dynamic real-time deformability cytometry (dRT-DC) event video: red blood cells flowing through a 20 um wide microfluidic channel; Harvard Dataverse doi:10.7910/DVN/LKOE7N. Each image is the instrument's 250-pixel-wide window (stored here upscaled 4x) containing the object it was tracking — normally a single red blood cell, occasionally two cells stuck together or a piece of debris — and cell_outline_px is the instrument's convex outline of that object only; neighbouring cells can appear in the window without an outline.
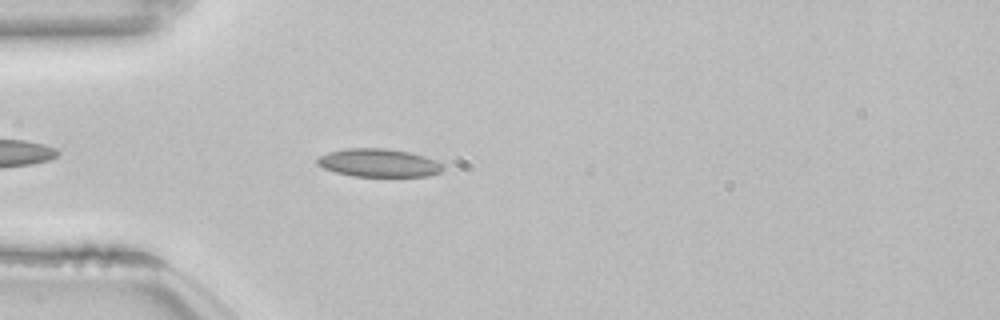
{"species": "common noctule bat (a hibernating species)", "species_latin": "Nyctalus noctula", "temperature_condition": "room temperature", "stored_images_in_passage": 39, "camera_frame_rate_fps": 3000, "um_per_image_px": 0.085, "animal": {"sex": "female", "body_mass_g": 22.7, "forearm_length_mm": 54.2}, "frame": {"image": 1, "passage_image": 1, "time_ms": 0.0, "image_size_px": [1000, 320], "cell_outline_px": [[444, 168], [440, 172], [428, 176], [352, 176], [336, 172], [324, 168], [316, 164], [316, 160], [320, 156], [328, 152], [348, 148], [384, 148], [408, 152], [424, 156], [436, 160], [444, 164]], "centroid_in_image_um": [32.2, 13.84], "position_along_channel_um": 52.8, "area_um2": 20.58}, "authors_computed_cell_mechanics": {"area_um2": 19.074, "velocity_mm_per_s": 3.8372, "shape_relaxation_time_tau1_ms": 5.6786, "shape_relaxation_time_tau2_ms": 2.5065, "deformation_change_tau1": 0.1529, "deformation_change_tau2": 0.0975}}